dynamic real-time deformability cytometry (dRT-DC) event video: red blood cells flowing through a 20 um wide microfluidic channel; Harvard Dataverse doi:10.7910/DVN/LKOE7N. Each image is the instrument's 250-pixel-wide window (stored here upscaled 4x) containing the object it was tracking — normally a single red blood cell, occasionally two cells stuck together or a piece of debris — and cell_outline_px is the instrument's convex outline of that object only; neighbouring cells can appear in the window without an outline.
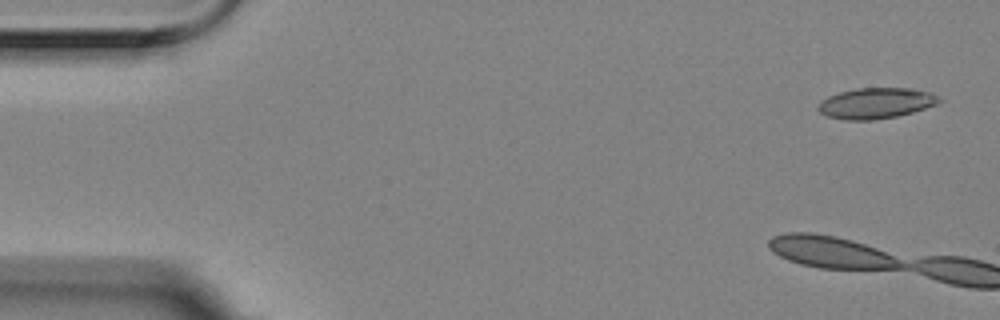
{"species": "Egyptian fruit bat (a non-hibernating species)", "species_latin": "Rousettus aegyptiacus", "temperature_condition": "room temperature", "stored_images_in_passage": 3, "camera_frame_rate_fps": 3000, "um_per_image_px": 0.085, "animal": {"sex": "female"}, "frame": {"image": 1, "passage_image": 1, "time_ms": 0.0, "image_size_px": [1000, 320], "cell_outline_px": [[944, 100], [940, 104], [912, 112], [896, 116], [872, 120], [844, 120], [828, 116], [820, 112], [816, 108], [820, 100], [828, 96], [840, 92], [856, 88], [912, 88], [928, 92]], "centroid_in_image_um": [74.45, 8.77], "position_along_channel_um": 10.5, "area_um2": 21.79}}